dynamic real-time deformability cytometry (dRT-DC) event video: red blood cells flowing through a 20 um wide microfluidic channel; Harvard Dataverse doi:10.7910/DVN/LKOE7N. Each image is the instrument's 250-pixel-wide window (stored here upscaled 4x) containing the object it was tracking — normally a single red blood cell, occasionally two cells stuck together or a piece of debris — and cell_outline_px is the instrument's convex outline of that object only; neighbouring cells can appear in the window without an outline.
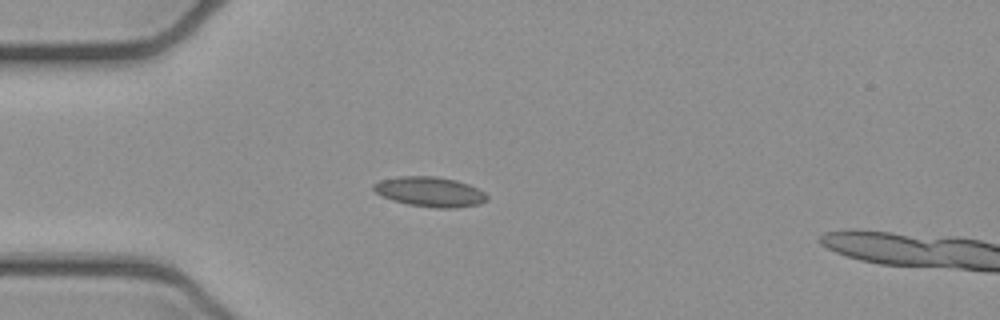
{"species": "common noctule bat (a hibernating species)", "species_latin": "Nyctalus noctula", "temperature_condition": "cold", "stored_images_in_passage": 4, "camera_frame_rate_fps": 3000, "um_per_image_px": 0.085, "animal": {"sex": "female", "body_mass_g": 21.9}, "frame": {"image": 1, "passage_image": 3, "time_ms": 0.667, "image_size_px": [1000, 320], "cell_outline_px": [[488, 200], [480, 204], [456, 208], [436, 208], [408, 204], [392, 200], [376, 192], [372, 188], [372, 184], [380, 180], [396, 176], [436, 176], [456, 180], [468, 184], [484, 192], [488, 196]], "centroid_in_image_um": [36.55, 16.3], "position_along_channel_um": 48.5, "area_um2": 19.83}}